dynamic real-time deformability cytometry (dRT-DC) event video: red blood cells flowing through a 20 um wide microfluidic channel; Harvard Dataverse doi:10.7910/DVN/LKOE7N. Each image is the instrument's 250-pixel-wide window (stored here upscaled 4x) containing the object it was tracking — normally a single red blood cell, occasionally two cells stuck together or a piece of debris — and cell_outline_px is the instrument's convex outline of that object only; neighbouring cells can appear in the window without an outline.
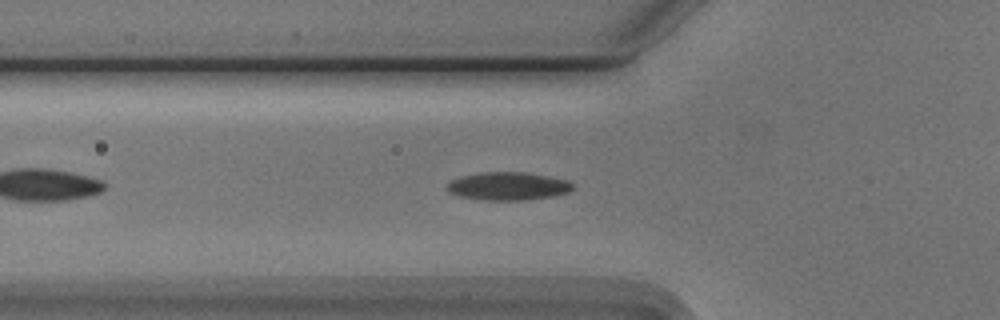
{"species": "Egyptian fruit bat (a non-hibernating species)", "species_latin": "Rousettus aegyptiacus", "temperature_condition": "cold", "stored_images_in_passage": 44, "camera_frame_rate_fps": 3000, "um_per_image_px": 0.085, "animal": {"sex": "male"}, "frame": {"image": 1, "passage_image": 7, "time_ms": 2.0, "image_size_px": [1000, 320], "cell_outline_px": [[576, 184], [568, 192], [552, 196], [528, 200], [488, 200], [460, 196], [448, 192], [444, 188], [452, 180], [460, 176], [480, 172], [528, 172], [568, 180]], "centroid_in_image_um": [43.19, 15.81], "position_along_channel_um": 82.6, "area_um2": 20.69}}
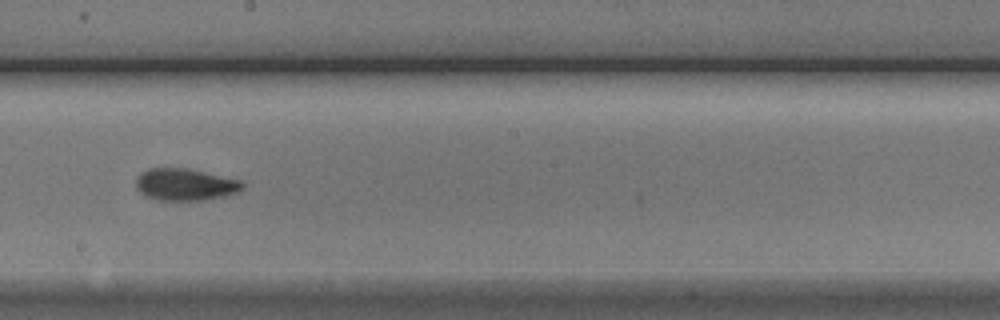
{"frame": {"image": 2, "passage_image": 19, "time_ms": 6.0, "image_size_px": [1000, 320], "cell_outline_px": [[244, 188], [236, 192], [224, 196], [208, 200], [156, 200], [140, 192], [136, 188], [136, 176], [140, 172], [148, 168], [188, 168], [240, 180], [244, 184]], "centroid_in_image_um": [15.72, 15.68], "position_along_channel_um": 232.5, "area_um2": 19.94}}
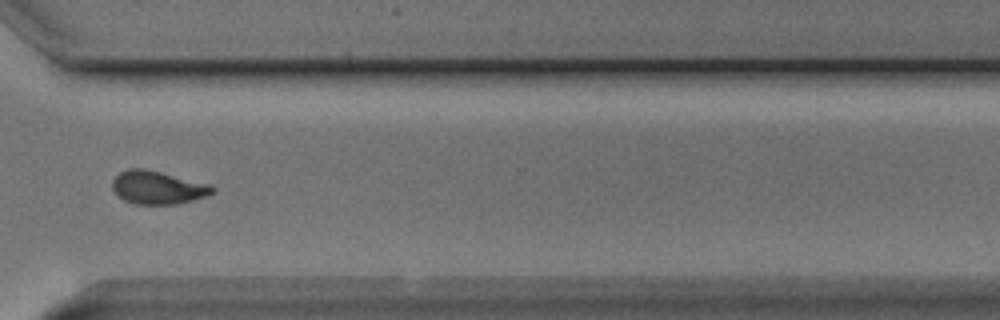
{"frame": {"image": 3, "passage_image": 29, "time_ms": 9.333, "image_size_px": [1000, 320], "cell_outline_px": [[216, 188], [208, 196], [176, 204], [136, 204], [124, 200], [112, 188], [112, 180], [120, 172], [128, 168], [144, 168], [212, 184]], "centroid_in_image_um": [13.43, 15.93], "position_along_channel_um": 357.2, "area_um2": 19.36}, "authors_computed_cell_mechanics": {"area_um2": 19.7387, "velocity_mm_per_s": 3.7368, "shape_relaxation_time_tau1_ms": 4.2225, "shape_relaxation_time_tau2_ms": 1.9619, "deformation_change_tau1": 0.1297, "deformation_change_tau2": 0.0753}}